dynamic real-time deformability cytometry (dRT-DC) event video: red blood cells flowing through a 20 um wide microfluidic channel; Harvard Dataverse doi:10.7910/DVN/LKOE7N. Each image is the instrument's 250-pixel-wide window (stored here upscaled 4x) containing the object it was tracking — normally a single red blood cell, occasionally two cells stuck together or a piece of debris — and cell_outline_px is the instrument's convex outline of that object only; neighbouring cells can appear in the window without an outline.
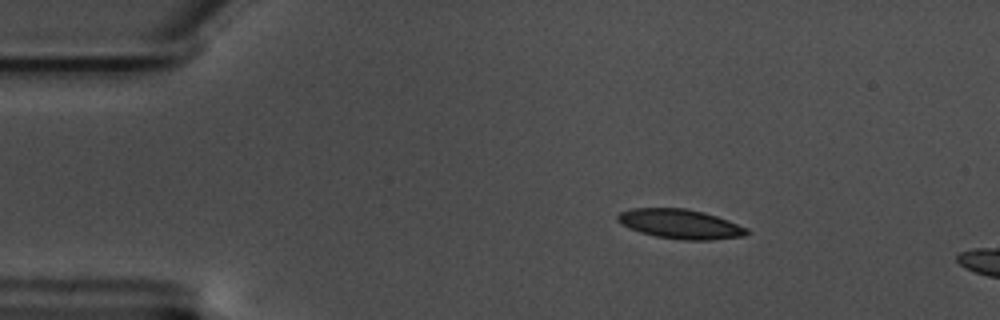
{"species": "common noctule bat (a hibernating species)", "species_latin": "Nyctalus noctula", "temperature_condition": "warm", "stored_images_in_passage": 11, "camera_frame_rate_fps": 3000, "um_per_image_px": 0.085, "animal": {"sex": "male", "body_mass_g": 17.5, "forearm_length_mm": 52.3}, "frame": {"image": 1, "passage_image": 7, "time_ms": 2.0, "image_size_px": [1000, 320], "cell_outline_px": [[752, 232], [744, 236], [712, 240], [684, 240], [656, 236], [640, 232], [616, 220], [616, 216], [620, 212], [632, 208], [688, 208], [704, 212], [728, 220], [748, 228]], "centroid_in_image_um": [57.87, 19.03], "position_along_channel_um": 27.1, "area_um2": 22.2}}